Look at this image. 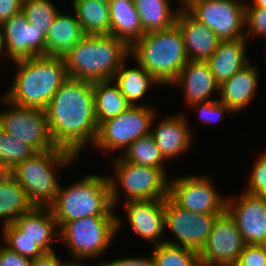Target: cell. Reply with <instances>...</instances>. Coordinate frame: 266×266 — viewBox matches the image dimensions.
I'll return each mask as SVG.
<instances>
[{"label":"cell","instance_id":"obj_15","mask_svg":"<svg viewBox=\"0 0 266 266\" xmlns=\"http://www.w3.org/2000/svg\"><path fill=\"white\" fill-rule=\"evenodd\" d=\"M225 210L247 245H266V201L244 191L239 198H227Z\"/></svg>","mask_w":266,"mask_h":266},{"label":"cell","instance_id":"obj_48","mask_svg":"<svg viewBox=\"0 0 266 266\" xmlns=\"http://www.w3.org/2000/svg\"><path fill=\"white\" fill-rule=\"evenodd\" d=\"M193 0H181V6L182 8H186Z\"/></svg>","mask_w":266,"mask_h":266},{"label":"cell","instance_id":"obj_24","mask_svg":"<svg viewBox=\"0 0 266 266\" xmlns=\"http://www.w3.org/2000/svg\"><path fill=\"white\" fill-rule=\"evenodd\" d=\"M84 36L74 13L59 11L46 35L45 56L64 57Z\"/></svg>","mask_w":266,"mask_h":266},{"label":"cell","instance_id":"obj_26","mask_svg":"<svg viewBox=\"0 0 266 266\" xmlns=\"http://www.w3.org/2000/svg\"><path fill=\"white\" fill-rule=\"evenodd\" d=\"M72 6L84 35H110L108 0H72Z\"/></svg>","mask_w":266,"mask_h":266},{"label":"cell","instance_id":"obj_36","mask_svg":"<svg viewBox=\"0 0 266 266\" xmlns=\"http://www.w3.org/2000/svg\"><path fill=\"white\" fill-rule=\"evenodd\" d=\"M197 108L199 112L201 122L203 123H215L224 119V114L234 113L228 106L223 104L218 99L207 102L197 103L191 106Z\"/></svg>","mask_w":266,"mask_h":266},{"label":"cell","instance_id":"obj_6","mask_svg":"<svg viewBox=\"0 0 266 266\" xmlns=\"http://www.w3.org/2000/svg\"><path fill=\"white\" fill-rule=\"evenodd\" d=\"M76 157V154L60 147L36 152L11 170V176L34 206L49 207L56 200L61 185L56 177L58 167L68 166Z\"/></svg>","mask_w":266,"mask_h":266},{"label":"cell","instance_id":"obj_42","mask_svg":"<svg viewBox=\"0 0 266 266\" xmlns=\"http://www.w3.org/2000/svg\"><path fill=\"white\" fill-rule=\"evenodd\" d=\"M149 258L140 257H126L117 258L115 260L106 262L107 266H154L152 253Z\"/></svg>","mask_w":266,"mask_h":266},{"label":"cell","instance_id":"obj_7","mask_svg":"<svg viewBox=\"0 0 266 266\" xmlns=\"http://www.w3.org/2000/svg\"><path fill=\"white\" fill-rule=\"evenodd\" d=\"M119 216H89L66 222L59 229V240H63L70 255L86 260L105 253L121 228Z\"/></svg>","mask_w":266,"mask_h":266},{"label":"cell","instance_id":"obj_4","mask_svg":"<svg viewBox=\"0 0 266 266\" xmlns=\"http://www.w3.org/2000/svg\"><path fill=\"white\" fill-rule=\"evenodd\" d=\"M130 55L160 85H171L189 61L178 25L144 34L130 47Z\"/></svg>","mask_w":266,"mask_h":266},{"label":"cell","instance_id":"obj_16","mask_svg":"<svg viewBox=\"0 0 266 266\" xmlns=\"http://www.w3.org/2000/svg\"><path fill=\"white\" fill-rule=\"evenodd\" d=\"M0 27L4 56L12 61L45 56L46 36L28 22L22 11Z\"/></svg>","mask_w":266,"mask_h":266},{"label":"cell","instance_id":"obj_13","mask_svg":"<svg viewBox=\"0 0 266 266\" xmlns=\"http://www.w3.org/2000/svg\"><path fill=\"white\" fill-rule=\"evenodd\" d=\"M165 229L169 228L176 242L168 244L183 246L200 251L205 245L215 219L220 214H201L177 206L169 197L164 199Z\"/></svg>","mask_w":266,"mask_h":266},{"label":"cell","instance_id":"obj_11","mask_svg":"<svg viewBox=\"0 0 266 266\" xmlns=\"http://www.w3.org/2000/svg\"><path fill=\"white\" fill-rule=\"evenodd\" d=\"M242 0H193L185 9L209 27L221 41L245 38Z\"/></svg>","mask_w":266,"mask_h":266},{"label":"cell","instance_id":"obj_8","mask_svg":"<svg viewBox=\"0 0 266 266\" xmlns=\"http://www.w3.org/2000/svg\"><path fill=\"white\" fill-rule=\"evenodd\" d=\"M111 161L115 174L108 177L111 200L114 208L118 204L119 187L126 195L125 202L131 200H164L168 197L169 177L158 168L132 164L115 156ZM120 184V185H119Z\"/></svg>","mask_w":266,"mask_h":266},{"label":"cell","instance_id":"obj_32","mask_svg":"<svg viewBox=\"0 0 266 266\" xmlns=\"http://www.w3.org/2000/svg\"><path fill=\"white\" fill-rule=\"evenodd\" d=\"M154 266H201L199 251L168 244L166 242L152 249Z\"/></svg>","mask_w":266,"mask_h":266},{"label":"cell","instance_id":"obj_31","mask_svg":"<svg viewBox=\"0 0 266 266\" xmlns=\"http://www.w3.org/2000/svg\"><path fill=\"white\" fill-rule=\"evenodd\" d=\"M121 153V158L132 164L161 169L166 175L165 159L151 134L138 138ZM165 162V163H164Z\"/></svg>","mask_w":266,"mask_h":266},{"label":"cell","instance_id":"obj_30","mask_svg":"<svg viewBox=\"0 0 266 266\" xmlns=\"http://www.w3.org/2000/svg\"><path fill=\"white\" fill-rule=\"evenodd\" d=\"M34 207L24 189L10 175L0 188V219L4 220L2 226L11 224Z\"/></svg>","mask_w":266,"mask_h":266},{"label":"cell","instance_id":"obj_23","mask_svg":"<svg viewBox=\"0 0 266 266\" xmlns=\"http://www.w3.org/2000/svg\"><path fill=\"white\" fill-rule=\"evenodd\" d=\"M247 41L246 38L220 41L216 51L207 60L219 85L250 63L246 56Z\"/></svg>","mask_w":266,"mask_h":266},{"label":"cell","instance_id":"obj_5","mask_svg":"<svg viewBox=\"0 0 266 266\" xmlns=\"http://www.w3.org/2000/svg\"><path fill=\"white\" fill-rule=\"evenodd\" d=\"M58 229L66 222L89 216H116L108 177L86 175L67 188L59 186L56 200L49 206Z\"/></svg>","mask_w":266,"mask_h":266},{"label":"cell","instance_id":"obj_1","mask_svg":"<svg viewBox=\"0 0 266 266\" xmlns=\"http://www.w3.org/2000/svg\"><path fill=\"white\" fill-rule=\"evenodd\" d=\"M45 112L57 147L79 156L87 144L95 143L99 124L93 82L68 78L55 92Z\"/></svg>","mask_w":266,"mask_h":266},{"label":"cell","instance_id":"obj_9","mask_svg":"<svg viewBox=\"0 0 266 266\" xmlns=\"http://www.w3.org/2000/svg\"><path fill=\"white\" fill-rule=\"evenodd\" d=\"M152 107L143 105L131 106L116 117L103 121L98 127L93 146L103 151H123L138 138L151 134L155 121Z\"/></svg>","mask_w":266,"mask_h":266},{"label":"cell","instance_id":"obj_29","mask_svg":"<svg viewBox=\"0 0 266 266\" xmlns=\"http://www.w3.org/2000/svg\"><path fill=\"white\" fill-rule=\"evenodd\" d=\"M112 80L119 86L120 92L132 106L139 105L136 104V102L144 97L149 88H152L151 85H160L159 82L139 64L137 67L126 68L123 63Z\"/></svg>","mask_w":266,"mask_h":266},{"label":"cell","instance_id":"obj_43","mask_svg":"<svg viewBox=\"0 0 266 266\" xmlns=\"http://www.w3.org/2000/svg\"><path fill=\"white\" fill-rule=\"evenodd\" d=\"M65 263V261L62 262L59 259L54 251L32 259L30 266H65Z\"/></svg>","mask_w":266,"mask_h":266},{"label":"cell","instance_id":"obj_41","mask_svg":"<svg viewBox=\"0 0 266 266\" xmlns=\"http://www.w3.org/2000/svg\"><path fill=\"white\" fill-rule=\"evenodd\" d=\"M23 0H0V26L22 11Z\"/></svg>","mask_w":266,"mask_h":266},{"label":"cell","instance_id":"obj_49","mask_svg":"<svg viewBox=\"0 0 266 266\" xmlns=\"http://www.w3.org/2000/svg\"><path fill=\"white\" fill-rule=\"evenodd\" d=\"M3 43H2V32H1V27H0V55H2L3 56V54H4V51H3ZM1 53H3V54H1Z\"/></svg>","mask_w":266,"mask_h":266},{"label":"cell","instance_id":"obj_47","mask_svg":"<svg viewBox=\"0 0 266 266\" xmlns=\"http://www.w3.org/2000/svg\"><path fill=\"white\" fill-rule=\"evenodd\" d=\"M257 196L266 201V184H264V188L257 194Z\"/></svg>","mask_w":266,"mask_h":266},{"label":"cell","instance_id":"obj_39","mask_svg":"<svg viewBox=\"0 0 266 266\" xmlns=\"http://www.w3.org/2000/svg\"><path fill=\"white\" fill-rule=\"evenodd\" d=\"M246 193L257 195L266 184V152L260 154L251 171Z\"/></svg>","mask_w":266,"mask_h":266},{"label":"cell","instance_id":"obj_45","mask_svg":"<svg viewBox=\"0 0 266 266\" xmlns=\"http://www.w3.org/2000/svg\"><path fill=\"white\" fill-rule=\"evenodd\" d=\"M245 7H257V8H263L266 9V0H253V3L251 2L248 4H245Z\"/></svg>","mask_w":266,"mask_h":266},{"label":"cell","instance_id":"obj_35","mask_svg":"<svg viewBox=\"0 0 266 266\" xmlns=\"http://www.w3.org/2000/svg\"><path fill=\"white\" fill-rule=\"evenodd\" d=\"M2 227L4 246L10 250L30 259H35L46 253L33 239L23 236V233L12 223Z\"/></svg>","mask_w":266,"mask_h":266},{"label":"cell","instance_id":"obj_22","mask_svg":"<svg viewBox=\"0 0 266 266\" xmlns=\"http://www.w3.org/2000/svg\"><path fill=\"white\" fill-rule=\"evenodd\" d=\"M258 77L256 66L248 63L231 78L219 85L221 97L218 100L236 113L246 108L257 93Z\"/></svg>","mask_w":266,"mask_h":266},{"label":"cell","instance_id":"obj_20","mask_svg":"<svg viewBox=\"0 0 266 266\" xmlns=\"http://www.w3.org/2000/svg\"><path fill=\"white\" fill-rule=\"evenodd\" d=\"M177 114L167 116L151 129V135L166 161L186 152L193 139L187 117L184 113Z\"/></svg>","mask_w":266,"mask_h":266},{"label":"cell","instance_id":"obj_33","mask_svg":"<svg viewBox=\"0 0 266 266\" xmlns=\"http://www.w3.org/2000/svg\"><path fill=\"white\" fill-rule=\"evenodd\" d=\"M36 152L28 143L12 137L0 128V163L10 171Z\"/></svg>","mask_w":266,"mask_h":266},{"label":"cell","instance_id":"obj_27","mask_svg":"<svg viewBox=\"0 0 266 266\" xmlns=\"http://www.w3.org/2000/svg\"><path fill=\"white\" fill-rule=\"evenodd\" d=\"M113 84V85H112ZM95 116L98 124L118 116L132 105L113 80L93 82Z\"/></svg>","mask_w":266,"mask_h":266},{"label":"cell","instance_id":"obj_21","mask_svg":"<svg viewBox=\"0 0 266 266\" xmlns=\"http://www.w3.org/2000/svg\"><path fill=\"white\" fill-rule=\"evenodd\" d=\"M12 224L23 236L33 239L46 253L54 252L51 244L54 240H59L54 239L59 236V229L50 207L35 206L16 218Z\"/></svg>","mask_w":266,"mask_h":266},{"label":"cell","instance_id":"obj_44","mask_svg":"<svg viewBox=\"0 0 266 266\" xmlns=\"http://www.w3.org/2000/svg\"><path fill=\"white\" fill-rule=\"evenodd\" d=\"M10 175L11 171L6 166L0 163V188Z\"/></svg>","mask_w":266,"mask_h":266},{"label":"cell","instance_id":"obj_46","mask_svg":"<svg viewBox=\"0 0 266 266\" xmlns=\"http://www.w3.org/2000/svg\"><path fill=\"white\" fill-rule=\"evenodd\" d=\"M74 261H75V262H73V261L68 262V261H67V262L65 263V266H90L89 264H88V265H86V264H84V263L82 264V263H81V259H79V260L76 259V260H74ZM78 262H79V263H78ZM92 266H107V265H106V262H104V263L102 262L101 264H98V265H92Z\"/></svg>","mask_w":266,"mask_h":266},{"label":"cell","instance_id":"obj_14","mask_svg":"<svg viewBox=\"0 0 266 266\" xmlns=\"http://www.w3.org/2000/svg\"><path fill=\"white\" fill-rule=\"evenodd\" d=\"M235 220L225 210L214 221L205 245L199 251L201 266H231L245 246Z\"/></svg>","mask_w":266,"mask_h":266},{"label":"cell","instance_id":"obj_2","mask_svg":"<svg viewBox=\"0 0 266 266\" xmlns=\"http://www.w3.org/2000/svg\"><path fill=\"white\" fill-rule=\"evenodd\" d=\"M15 79L4 97L21 107L46 110L58 88L69 78L64 58L36 56L13 61Z\"/></svg>","mask_w":266,"mask_h":266},{"label":"cell","instance_id":"obj_19","mask_svg":"<svg viewBox=\"0 0 266 266\" xmlns=\"http://www.w3.org/2000/svg\"><path fill=\"white\" fill-rule=\"evenodd\" d=\"M171 85H178V87L184 89L185 102L191 106L216 100V98H209L212 92H219V84L211 73L207 61L189 60Z\"/></svg>","mask_w":266,"mask_h":266},{"label":"cell","instance_id":"obj_3","mask_svg":"<svg viewBox=\"0 0 266 266\" xmlns=\"http://www.w3.org/2000/svg\"><path fill=\"white\" fill-rule=\"evenodd\" d=\"M130 47L112 35H84L63 57L69 78L89 82L112 80Z\"/></svg>","mask_w":266,"mask_h":266},{"label":"cell","instance_id":"obj_28","mask_svg":"<svg viewBox=\"0 0 266 266\" xmlns=\"http://www.w3.org/2000/svg\"><path fill=\"white\" fill-rule=\"evenodd\" d=\"M143 34L165 30L176 23L179 9L172 11L169 0H134Z\"/></svg>","mask_w":266,"mask_h":266},{"label":"cell","instance_id":"obj_18","mask_svg":"<svg viewBox=\"0 0 266 266\" xmlns=\"http://www.w3.org/2000/svg\"><path fill=\"white\" fill-rule=\"evenodd\" d=\"M176 24L180 29L189 60L207 61L221 41L217 35L185 8H179Z\"/></svg>","mask_w":266,"mask_h":266},{"label":"cell","instance_id":"obj_25","mask_svg":"<svg viewBox=\"0 0 266 266\" xmlns=\"http://www.w3.org/2000/svg\"><path fill=\"white\" fill-rule=\"evenodd\" d=\"M110 35L131 47L144 34L134 0H108Z\"/></svg>","mask_w":266,"mask_h":266},{"label":"cell","instance_id":"obj_34","mask_svg":"<svg viewBox=\"0 0 266 266\" xmlns=\"http://www.w3.org/2000/svg\"><path fill=\"white\" fill-rule=\"evenodd\" d=\"M59 11L50 0H23L22 2V12L28 22L45 36Z\"/></svg>","mask_w":266,"mask_h":266},{"label":"cell","instance_id":"obj_37","mask_svg":"<svg viewBox=\"0 0 266 266\" xmlns=\"http://www.w3.org/2000/svg\"><path fill=\"white\" fill-rule=\"evenodd\" d=\"M245 25L248 30L245 33V38L250 35L266 38V9L257 7H245Z\"/></svg>","mask_w":266,"mask_h":266},{"label":"cell","instance_id":"obj_10","mask_svg":"<svg viewBox=\"0 0 266 266\" xmlns=\"http://www.w3.org/2000/svg\"><path fill=\"white\" fill-rule=\"evenodd\" d=\"M1 102L9 109L0 111V128L12 137L25 141L37 152L57 148L55 145L44 110L21 107L8 101L4 94Z\"/></svg>","mask_w":266,"mask_h":266},{"label":"cell","instance_id":"obj_17","mask_svg":"<svg viewBox=\"0 0 266 266\" xmlns=\"http://www.w3.org/2000/svg\"><path fill=\"white\" fill-rule=\"evenodd\" d=\"M130 227L136 235L159 245L165 232L164 200H131L123 203Z\"/></svg>","mask_w":266,"mask_h":266},{"label":"cell","instance_id":"obj_38","mask_svg":"<svg viewBox=\"0 0 266 266\" xmlns=\"http://www.w3.org/2000/svg\"><path fill=\"white\" fill-rule=\"evenodd\" d=\"M231 266H266V245H246Z\"/></svg>","mask_w":266,"mask_h":266},{"label":"cell","instance_id":"obj_12","mask_svg":"<svg viewBox=\"0 0 266 266\" xmlns=\"http://www.w3.org/2000/svg\"><path fill=\"white\" fill-rule=\"evenodd\" d=\"M208 176H178L169 181L168 197L179 207L201 214H222L226 198L215 189Z\"/></svg>","mask_w":266,"mask_h":266},{"label":"cell","instance_id":"obj_40","mask_svg":"<svg viewBox=\"0 0 266 266\" xmlns=\"http://www.w3.org/2000/svg\"><path fill=\"white\" fill-rule=\"evenodd\" d=\"M32 259L0 245V266H30Z\"/></svg>","mask_w":266,"mask_h":266}]
</instances>
